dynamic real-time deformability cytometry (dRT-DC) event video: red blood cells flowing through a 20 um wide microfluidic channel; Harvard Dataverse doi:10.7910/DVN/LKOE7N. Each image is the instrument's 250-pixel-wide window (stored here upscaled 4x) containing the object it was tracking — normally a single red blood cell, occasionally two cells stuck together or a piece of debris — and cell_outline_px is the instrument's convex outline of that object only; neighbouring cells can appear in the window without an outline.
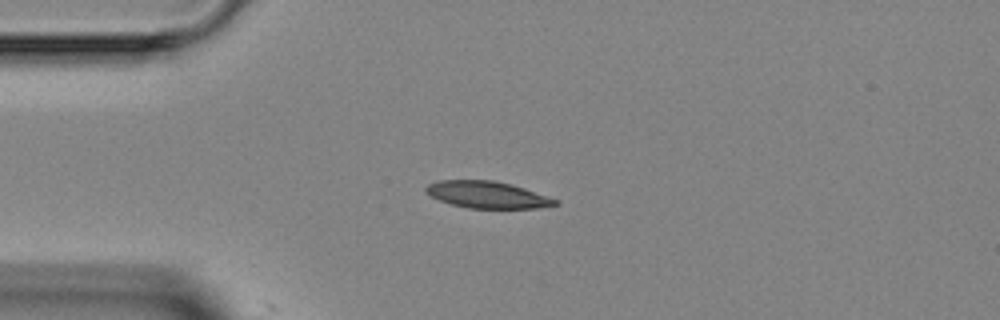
{"species": "Egyptian fruit bat (a non-hibernating species)", "species_latin": "Rousettus aegyptiacus", "temperature_condition": "room temperature", "stored_images_in_passage": 2, "camera_frame_rate_fps": 3000, "um_per_image_px": 0.085, "animal": {"sex": "female"}, "frame": {"image": 1, "passage_image": 2, "time_ms": 2.0, "image_size_px": [1000, 320], "cell_outline_px": [[560, 204], [536, 208], [468, 208], [452, 204], [440, 200], [424, 192], [424, 188], [428, 184], [440, 180], [492, 180], [512, 184], [560, 200]], "centroid_in_image_um": [41.44, 16.55], "position_along_channel_um": 43.6, "area_um2": 20.23}}